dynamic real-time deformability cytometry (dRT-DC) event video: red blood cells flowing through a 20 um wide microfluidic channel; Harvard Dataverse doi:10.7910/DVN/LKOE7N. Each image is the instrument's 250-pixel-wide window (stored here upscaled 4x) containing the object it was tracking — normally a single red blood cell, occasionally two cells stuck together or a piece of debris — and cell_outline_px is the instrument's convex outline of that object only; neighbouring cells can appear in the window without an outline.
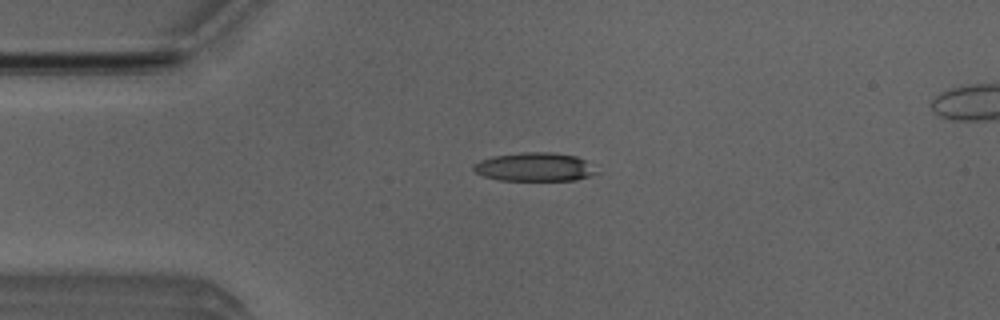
{"species": "Egyptian fruit bat (a non-hibernating species)", "species_latin": "Rousettus aegyptiacus", "temperature_condition": "room temperature", "stored_images_in_passage": 46, "segment_of_instrument_passage": [1, 2], "camera_frame_rate_fps": 3000, "um_per_image_px": 0.085, "animal": {"sex": "male"}, "frame": {"image": 1, "passage_image": 6, "time_ms": 1.667, "image_size_px": [1000, 320], "cell_outline_px": [[600, 172], [576, 180], [500, 180], [484, 176], [476, 172], [472, 168], [472, 164], [480, 160], [492, 156], [524, 152], [552, 152], [576, 156], [584, 160]], "centroid_in_image_um": [45.42, 14.19], "position_along_channel_um": 39.6, "area_um2": 20.46}}
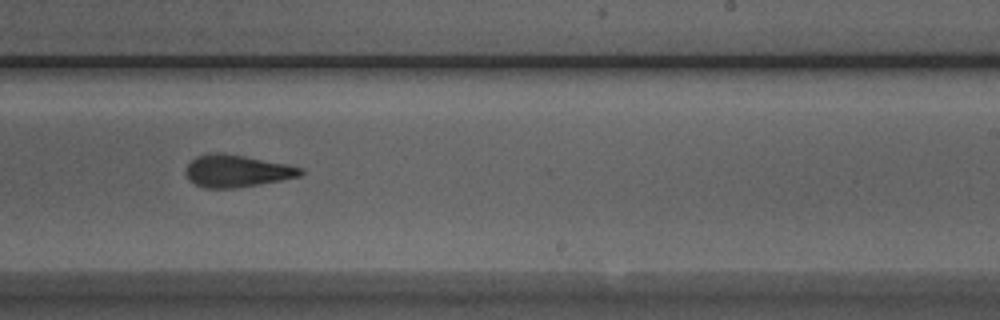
{"frame": {"image": 2, "passage_image": 25, "time_ms": 8.0, "image_size_px": [1000, 320], "cell_outline_px": [[304, 172], [300, 176], [280, 180], [236, 188], [204, 188], [188, 180], [188, 164], [196, 156], [216, 152], [220, 152], [244, 156], [288, 164], [304, 168]], "centroid_in_image_um": [20.16, 14.53], "position_along_channel_um": 268.8, "area_um2": 21.33}}
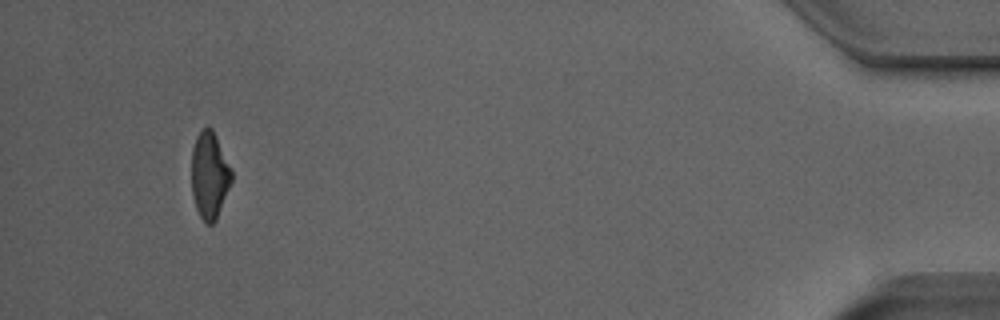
{"frame": {"image": 3, "passage_image": 42, "time_ms": 13.667, "image_size_px": [1000, 320], "cell_outline_px": [[232, 180], [216, 220], [212, 224], [204, 224], [196, 208], [192, 192], [192, 148], [196, 136], [204, 128], [212, 128], [232, 168]], "centroid_in_image_um": [17.81, 14.91], "position_along_channel_um": 417.4, "area_um2": 20.23}}